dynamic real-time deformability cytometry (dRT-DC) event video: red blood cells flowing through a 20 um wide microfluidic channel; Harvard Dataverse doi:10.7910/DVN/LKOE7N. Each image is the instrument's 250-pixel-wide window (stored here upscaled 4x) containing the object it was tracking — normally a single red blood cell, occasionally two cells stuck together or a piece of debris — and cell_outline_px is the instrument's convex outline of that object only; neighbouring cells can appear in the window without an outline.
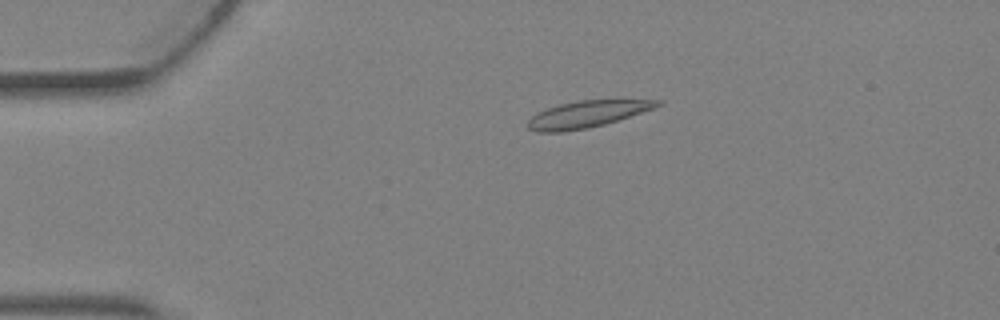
{"species": "Egyptian fruit bat (a non-hibernating species)", "species_latin": "Rousettus aegyptiacus", "temperature_condition": "warm", "stored_images_in_passage": 4, "camera_frame_rate_fps": 3000, "um_per_image_px": 0.085, "animal": {"sex": "female"}, "frame": {"image": 1, "passage_image": 3, "time_ms": 0.667, "image_size_px": [1000, 320], "cell_outline_px": [[664, 100], [660, 104], [652, 108], [604, 124], [588, 128], [564, 132], [536, 132], [528, 128], [528, 120], [536, 112], [560, 104], [580, 100]], "centroid_in_image_um": [49.81, 9.71], "position_along_channel_um": 35.2, "area_um2": 19.77}}